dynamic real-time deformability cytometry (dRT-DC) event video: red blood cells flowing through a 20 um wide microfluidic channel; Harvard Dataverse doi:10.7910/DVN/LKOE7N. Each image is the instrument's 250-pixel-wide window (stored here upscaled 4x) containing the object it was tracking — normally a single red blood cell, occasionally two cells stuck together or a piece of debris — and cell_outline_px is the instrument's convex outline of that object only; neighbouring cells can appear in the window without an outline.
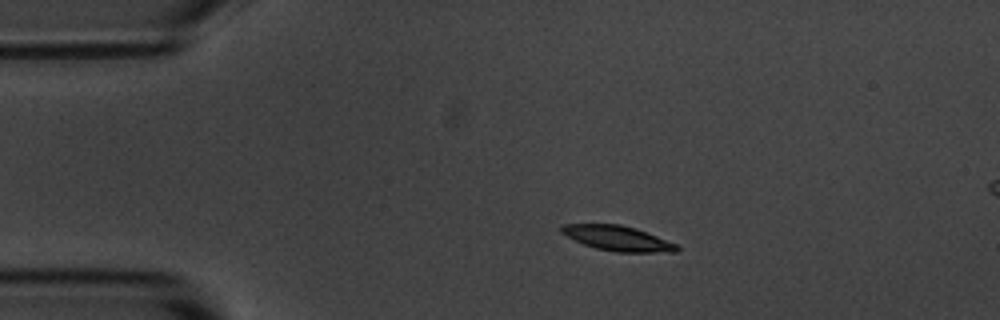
{"species": "common noctule bat (a hibernating species)", "species_latin": "Nyctalus noctula", "temperature_condition": "room temperature", "stored_images_in_passage": 3, "camera_frame_rate_fps": 3000, "um_per_image_px": 0.085, "animal": {"sex": "male", "body_mass_g": 20.1, "forearm_length_mm": 53.5}, "frame": {"image": 1, "passage_image": 1, "time_ms": 0.0, "image_size_px": [1000, 320], "cell_outline_px": [[680, 248], [676, 252], [616, 252], [596, 248], [584, 244], [560, 232], [560, 228], [564, 224], [620, 224], [636, 228], [676, 244]], "centroid_in_image_um": [52.51, 20.25], "position_along_channel_um": 32.5, "area_um2": 16.59}}